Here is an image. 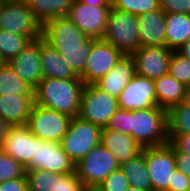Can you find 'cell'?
I'll use <instances>...</instances> for the list:
<instances>
[{
  "label": "cell",
  "mask_w": 190,
  "mask_h": 191,
  "mask_svg": "<svg viewBox=\"0 0 190 191\" xmlns=\"http://www.w3.org/2000/svg\"><path fill=\"white\" fill-rule=\"evenodd\" d=\"M130 187L128 178L121 168L112 171L98 186L100 191H126Z\"/></svg>",
  "instance_id": "cell-36"
},
{
  "label": "cell",
  "mask_w": 190,
  "mask_h": 191,
  "mask_svg": "<svg viewBox=\"0 0 190 191\" xmlns=\"http://www.w3.org/2000/svg\"><path fill=\"white\" fill-rule=\"evenodd\" d=\"M124 54L104 39H96L80 78L84 84H95L116 65Z\"/></svg>",
  "instance_id": "cell-12"
},
{
  "label": "cell",
  "mask_w": 190,
  "mask_h": 191,
  "mask_svg": "<svg viewBox=\"0 0 190 191\" xmlns=\"http://www.w3.org/2000/svg\"><path fill=\"white\" fill-rule=\"evenodd\" d=\"M34 104V94L0 96V118L8 126L26 125Z\"/></svg>",
  "instance_id": "cell-18"
},
{
  "label": "cell",
  "mask_w": 190,
  "mask_h": 191,
  "mask_svg": "<svg viewBox=\"0 0 190 191\" xmlns=\"http://www.w3.org/2000/svg\"><path fill=\"white\" fill-rule=\"evenodd\" d=\"M120 168L128 178L130 187L143 191H152L148 168L145 158V148L137 157L120 164Z\"/></svg>",
  "instance_id": "cell-26"
},
{
  "label": "cell",
  "mask_w": 190,
  "mask_h": 191,
  "mask_svg": "<svg viewBox=\"0 0 190 191\" xmlns=\"http://www.w3.org/2000/svg\"><path fill=\"white\" fill-rule=\"evenodd\" d=\"M95 40V38H89L82 44V47L57 49L73 72L79 77L85 70Z\"/></svg>",
  "instance_id": "cell-27"
},
{
  "label": "cell",
  "mask_w": 190,
  "mask_h": 191,
  "mask_svg": "<svg viewBox=\"0 0 190 191\" xmlns=\"http://www.w3.org/2000/svg\"><path fill=\"white\" fill-rule=\"evenodd\" d=\"M0 29L24 35L31 41L42 36V25L32 14L26 0H3L0 5Z\"/></svg>",
  "instance_id": "cell-5"
},
{
  "label": "cell",
  "mask_w": 190,
  "mask_h": 191,
  "mask_svg": "<svg viewBox=\"0 0 190 191\" xmlns=\"http://www.w3.org/2000/svg\"><path fill=\"white\" fill-rule=\"evenodd\" d=\"M168 135H185L190 133V106L183 103L167 111Z\"/></svg>",
  "instance_id": "cell-29"
},
{
  "label": "cell",
  "mask_w": 190,
  "mask_h": 191,
  "mask_svg": "<svg viewBox=\"0 0 190 191\" xmlns=\"http://www.w3.org/2000/svg\"><path fill=\"white\" fill-rule=\"evenodd\" d=\"M111 6H92L74 0L67 18L89 38L103 39Z\"/></svg>",
  "instance_id": "cell-11"
},
{
  "label": "cell",
  "mask_w": 190,
  "mask_h": 191,
  "mask_svg": "<svg viewBox=\"0 0 190 191\" xmlns=\"http://www.w3.org/2000/svg\"><path fill=\"white\" fill-rule=\"evenodd\" d=\"M126 191H143L134 187H129L128 189H126Z\"/></svg>",
  "instance_id": "cell-48"
},
{
  "label": "cell",
  "mask_w": 190,
  "mask_h": 191,
  "mask_svg": "<svg viewBox=\"0 0 190 191\" xmlns=\"http://www.w3.org/2000/svg\"><path fill=\"white\" fill-rule=\"evenodd\" d=\"M183 104L190 106V86L185 88Z\"/></svg>",
  "instance_id": "cell-45"
},
{
  "label": "cell",
  "mask_w": 190,
  "mask_h": 191,
  "mask_svg": "<svg viewBox=\"0 0 190 191\" xmlns=\"http://www.w3.org/2000/svg\"><path fill=\"white\" fill-rule=\"evenodd\" d=\"M111 7L139 16L160 9V2L159 0H111Z\"/></svg>",
  "instance_id": "cell-31"
},
{
  "label": "cell",
  "mask_w": 190,
  "mask_h": 191,
  "mask_svg": "<svg viewBox=\"0 0 190 191\" xmlns=\"http://www.w3.org/2000/svg\"><path fill=\"white\" fill-rule=\"evenodd\" d=\"M101 145L109 150L119 164L137 157L143 148L128 134L102 128Z\"/></svg>",
  "instance_id": "cell-21"
},
{
  "label": "cell",
  "mask_w": 190,
  "mask_h": 191,
  "mask_svg": "<svg viewBox=\"0 0 190 191\" xmlns=\"http://www.w3.org/2000/svg\"><path fill=\"white\" fill-rule=\"evenodd\" d=\"M158 106L155 82L135 74L118 98L120 109L132 111Z\"/></svg>",
  "instance_id": "cell-13"
},
{
  "label": "cell",
  "mask_w": 190,
  "mask_h": 191,
  "mask_svg": "<svg viewBox=\"0 0 190 191\" xmlns=\"http://www.w3.org/2000/svg\"><path fill=\"white\" fill-rule=\"evenodd\" d=\"M187 190H190V177L176 169L174 172L173 184H170L169 191Z\"/></svg>",
  "instance_id": "cell-39"
},
{
  "label": "cell",
  "mask_w": 190,
  "mask_h": 191,
  "mask_svg": "<svg viewBox=\"0 0 190 191\" xmlns=\"http://www.w3.org/2000/svg\"><path fill=\"white\" fill-rule=\"evenodd\" d=\"M30 41L24 35L0 29V53L3 59L8 62L10 59L16 57Z\"/></svg>",
  "instance_id": "cell-30"
},
{
  "label": "cell",
  "mask_w": 190,
  "mask_h": 191,
  "mask_svg": "<svg viewBox=\"0 0 190 191\" xmlns=\"http://www.w3.org/2000/svg\"><path fill=\"white\" fill-rule=\"evenodd\" d=\"M74 0H26L35 18L43 25L53 18L67 17Z\"/></svg>",
  "instance_id": "cell-25"
},
{
  "label": "cell",
  "mask_w": 190,
  "mask_h": 191,
  "mask_svg": "<svg viewBox=\"0 0 190 191\" xmlns=\"http://www.w3.org/2000/svg\"><path fill=\"white\" fill-rule=\"evenodd\" d=\"M140 46L166 47V13L160 8L138 16Z\"/></svg>",
  "instance_id": "cell-20"
},
{
  "label": "cell",
  "mask_w": 190,
  "mask_h": 191,
  "mask_svg": "<svg viewBox=\"0 0 190 191\" xmlns=\"http://www.w3.org/2000/svg\"><path fill=\"white\" fill-rule=\"evenodd\" d=\"M169 142L180 152L190 155V133L185 135H168Z\"/></svg>",
  "instance_id": "cell-40"
},
{
  "label": "cell",
  "mask_w": 190,
  "mask_h": 191,
  "mask_svg": "<svg viewBox=\"0 0 190 191\" xmlns=\"http://www.w3.org/2000/svg\"><path fill=\"white\" fill-rule=\"evenodd\" d=\"M173 50L165 46H140L132 57L135 61L136 74L155 81L168 74L169 62Z\"/></svg>",
  "instance_id": "cell-15"
},
{
  "label": "cell",
  "mask_w": 190,
  "mask_h": 191,
  "mask_svg": "<svg viewBox=\"0 0 190 191\" xmlns=\"http://www.w3.org/2000/svg\"><path fill=\"white\" fill-rule=\"evenodd\" d=\"M85 187L77 173H54V185L52 191H84Z\"/></svg>",
  "instance_id": "cell-35"
},
{
  "label": "cell",
  "mask_w": 190,
  "mask_h": 191,
  "mask_svg": "<svg viewBox=\"0 0 190 191\" xmlns=\"http://www.w3.org/2000/svg\"><path fill=\"white\" fill-rule=\"evenodd\" d=\"M40 61L43 78L81 79L66 63L59 51L40 37Z\"/></svg>",
  "instance_id": "cell-22"
},
{
  "label": "cell",
  "mask_w": 190,
  "mask_h": 191,
  "mask_svg": "<svg viewBox=\"0 0 190 191\" xmlns=\"http://www.w3.org/2000/svg\"><path fill=\"white\" fill-rule=\"evenodd\" d=\"M102 128L79 116L72 117L67 133L60 144L70 160L77 164L92 148L101 143Z\"/></svg>",
  "instance_id": "cell-4"
},
{
  "label": "cell",
  "mask_w": 190,
  "mask_h": 191,
  "mask_svg": "<svg viewBox=\"0 0 190 191\" xmlns=\"http://www.w3.org/2000/svg\"><path fill=\"white\" fill-rule=\"evenodd\" d=\"M8 127L9 126L0 118V145L2 144L4 136L6 135V132L8 130Z\"/></svg>",
  "instance_id": "cell-44"
},
{
  "label": "cell",
  "mask_w": 190,
  "mask_h": 191,
  "mask_svg": "<svg viewBox=\"0 0 190 191\" xmlns=\"http://www.w3.org/2000/svg\"><path fill=\"white\" fill-rule=\"evenodd\" d=\"M174 150L177 169L190 177V155L180 152L175 147Z\"/></svg>",
  "instance_id": "cell-41"
},
{
  "label": "cell",
  "mask_w": 190,
  "mask_h": 191,
  "mask_svg": "<svg viewBox=\"0 0 190 191\" xmlns=\"http://www.w3.org/2000/svg\"><path fill=\"white\" fill-rule=\"evenodd\" d=\"M28 181V191H52L54 185V172L43 169L25 170Z\"/></svg>",
  "instance_id": "cell-33"
},
{
  "label": "cell",
  "mask_w": 190,
  "mask_h": 191,
  "mask_svg": "<svg viewBox=\"0 0 190 191\" xmlns=\"http://www.w3.org/2000/svg\"><path fill=\"white\" fill-rule=\"evenodd\" d=\"M10 94H34V89L6 63L0 68V96Z\"/></svg>",
  "instance_id": "cell-28"
},
{
  "label": "cell",
  "mask_w": 190,
  "mask_h": 191,
  "mask_svg": "<svg viewBox=\"0 0 190 191\" xmlns=\"http://www.w3.org/2000/svg\"><path fill=\"white\" fill-rule=\"evenodd\" d=\"M166 47L177 50L190 40V14L166 13Z\"/></svg>",
  "instance_id": "cell-24"
},
{
  "label": "cell",
  "mask_w": 190,
  "mask_h": 191,
  "mask_svg": "<svg viewBox=\"0 0 190 191\" xmlns=\"http://www.w3.org/2000/svg\"><path fill=\"white\" fill-rule=\"evenodd\" d=\"M86 5L92 6H111V0H80Z\"/></svg>",
  "instance_id": "cell-42"
},
{
  "label": "cell",
  "mask_w": 190,
  "mask_h": 191,
  "mask_svg": "<svg viewBox=\"0 0 190 191\" xmlns=\"http://www.w3.org/2000/svg\"><path fill=\"white\" fill-rule=\"evenodd\" d=\"M84 85L82 79L43 78L34 89L35 104L77 117Z\"/></svg>",
  "instance_id": "cell-2"
},
{
  "label": "cell",
  "mask_w": 190,
  "mask_h": 191,
  "mask_svg": "<svg viewBox=\"0 0 190 191\" xmlns=\"http://www.w3.org/2000/svg\"><path fill=\"white\" fill-rule=\"evenodd\" d=\"M118 109L117 98L101 90L95 84L84 85L78 115L81 119L105 128Z\"/></svg>",
  "instance_id": "cell-6"
},
{
  "label": "cell",
  "mask_w": 190,
  "mask_h": 191,
  "mask_svg": "<svg viewBox=\"0 0 190 191\" xmlns=\"http://www.w3.org/2000/svg\"><path fill=\"white\" fill-rule=\"evenodd\" d=\"M71 119L67 114L34 104L26 126L37 138L60 143Z\"/></svg>",
  "instance_id": "cell-8"
},
{
  "label": "cell",
  "mask_w": 190,
  "mask_h": 191,
  "mask_svg": "<svg viewBox=\"0 0 190 191\" xmlns=\"http://www.w3.org/2000/svg\"><path fill=\"white\" fill-rule=\"evenodd\" d=\"M154 82L158 107L168 111L171 107L183 103L186 86L182 83L169 74L161 76Z\"/></svg>",
  "instance_id": "cell-23"
},
{
  "label": "cell",
  "mask_w": 190,
  "mask_h": 191,
  "mask_svg": "<svg viewBox=\"0 0 190 191\" xmlns=\"http://www.w3.org/2000/svg\"><path fill=\"white\" fill-rule=\"evenodd\" d=\"M103 39L124 55H132L140 47L138 16L111 7Z\"/></svg>",
  "instance_id": "cell-3"
},
{
  "label": "cell",
  "mask_w": 190,
  "mask_h": 191,
  "mask_svg": "<svg viewBox=\"0 0 190 191\" xmlns=\"http://www.w3.org/2000/svg\"><path fill=\"white\" fill-rule=\"evenodd\" d=\"M55 49L82 47L89 37L67 17L53 18L42 25V36Z\"/></svg>",
  "instance_id": "cell-14"
},
{
  "label": "cell",
  "mask_w": 190,
  "mask_h": 191,
  "mask_svg": "<svg viewBox=\"0 0 190 191\" xmlns=\"http://www.w3.org/2000/svg\"><path fill=\"white\" fill-rule=\"evenodd\" d=\"M180 55L190 59V40L176 50Z\"/></svg>",
  "instance_id": "cell-43"
},
{
  "label": "cell",
  "mask_w": 190,
  "mask_h": 191,
  "mask_svg": "<svg viewBox=\"0 0 190 191\" xmlns=\"http://www.w3.org/2000/svg\"><path fill=\"white\" fill-rule=\"evenodd\" d=\"M24 174L25 167L0 148V183Z\"/></svg>",
  "instance_id": "cell-34"
},
{
  "label": "cell",
  "mask_w": 190,
  "mask_h": 191,
  "mask_svg": "<svg viewBox=\"0 0 190 191\" xmlns=\"http://www.w3.org/2000/svg\"><path fill=\"white\" fill-rule=\"evenodd\" d=\"M8 66L30 87L35 89L43 79L40 61V38L30 43L14 58L7 62Z\"/></svg>",
  "instance_id": "cell-16"
},
{
  "label": "cell",
  "mask_w": 190,
  "mask_h": 191,
  "mask_svg": "<svg viewBox=\"0 0 190 191\" xmlns=\"http://www.w3.org/2000/svg\"><path fill=\"white\" fill-rule=\"evenodd\" d=\"M145 158L152 191H169L177 169L174 146L164 145L145 148Z\"/></svg>",
  "instance_id": "cell-7"
},
{
  "label": "cell",
  "mask_w": 190,
  "mask_h": 191,
  "mask_svg": "<svg viewBox=\"0 0 190 191\" xmlns=\"http://www.w3.org/2000/svg\"><path fill=\"white\" fill-rule=\"evenodd\" d=\"M135 74V61L132 55H124L108 74L103 76L95 85L118 99Z\"/></svg>",
  "instance_id": "cell-19"
},
{
  "label": "cell",
  "mask_w": 190,
  "mask_h": 191,
  "mask_svg": "<svg viewBox=\"0 0 190 191\" xmlns=\"http://www.w3.org/2000/svg\"><path fill=\"white\" fill-rule=\"evenodd\" d=\"M67 174L75 171V164L58 142L41 140L35 136V151L32 161L25 167Z\"/></svg>",
  "instance_id": "cell-10"
},
{
  "label": "cell",
  "mask_w": 190,
  "mask_h": 191,
  "mask_svg": "<svg viewBox=\"0 0 190 191\" xmlns=\"http://www.w3.org/2000/svg\"><path fill=\"white\" fill-rule=\"evenodd\" d=\"M165 13L190 14V0H159Z\"/></svg>",
  "instance_id": "cell-37"
},
{
  "label": "cell",
  "mask_w": 190,
  "mask_h": 191,
  "mask_svg": "<svg viewBox=\"0 0 190 191\" xmlns=\"http://www.w3.org/2000/svg\"><path fill=\"white\" fill-rule=\"evenodd\" d=\"M104 129L131 135L142 148L169 142L167 110L158 106L132 111L119 108Z\"/></svg>",
  "instance_id": "cell-1"
},
{
  "label": "cell",
  "mask_w": 190,
  "mask_h": 191,
  "mask_svg": "<svg viewBox=\"0 0 190 191\" xmlns=\"http://www.w3.org/2000/svg\"><path fill=\"white\" fill-rule=\"evenodd\" d=\"M7 62L3 59L1 53H0V68L3 67Z\"/></svg>",
  "instance_id": "cell-46"
},
{
  "label": "cell",
  "mask_w": 190,
  "mask_h": 191,
  "mask_svg": "<svg viewBox=\"0 0 190 191\" xmlns=\"http://www.w3.org/2000/svg\"><path fill=\"white\" fill-rule=\"evenodd\" d=\"M0 148L26 167L34 156L35 135L26 125L9 126Z\"/></svg>",
  "instance_id": "cell-17"
},
{
  "label": "cell",
  "mask_w": 190,
  "mask_h": 191,
  "mask_svg": "<svg viewBox=\"0 0 190 191\" xmlns=\"http://www.w3.org/2000/svg\"><path fill=\"white\" fill-rule=\"evenodd\" d=\"M84 191H100L97 187L85 188Z\"/></svg>",
  "instance_id": "cell-47"
},
{
  "label": "cell",
  "mask_w": 190,
  "mask_h": 191,
  "mask_svg": "<svg viewBox=\"0 0 190 191\" xmlns=\"http://www.w3.org/2000/svg\"><path fill=\"white\" fill-rule=\"evenodd\" d=\"M168 74L184 86H190V59L174 50L171 54Z\"/></svg>",
  "instance_id": "cell-32"
},
{
  "label": "cell",
  "mask_w": 190,
  "mask_h": 191,
  "mask_svg": "<svg viewBox=\"0 0 190 191\" xmlns=\"http://www.w3.org/2000/svg\"><path fill=\"white\" fill-rule=\"evenodd\" d=\"M120 164L101 143L75 164V172L85 188L97 187Z\"/></svg>",
  "instance_id": "cell-9"
},
{
  "label": "cell",
  "mask_w": 190,
  "mask_h": 191,
  "mask_svg": "<svg viewBox=\"0 0 190 191\" xmlns=\"http://www.w3.org/2000/svg\"><path fill=\"white\" fill-rule=\"evenodd\" d=\"M0 191H28L26 175L0 183Z\"/></svg>",
  "instance_id": "cell-38"
}]
</instances>
